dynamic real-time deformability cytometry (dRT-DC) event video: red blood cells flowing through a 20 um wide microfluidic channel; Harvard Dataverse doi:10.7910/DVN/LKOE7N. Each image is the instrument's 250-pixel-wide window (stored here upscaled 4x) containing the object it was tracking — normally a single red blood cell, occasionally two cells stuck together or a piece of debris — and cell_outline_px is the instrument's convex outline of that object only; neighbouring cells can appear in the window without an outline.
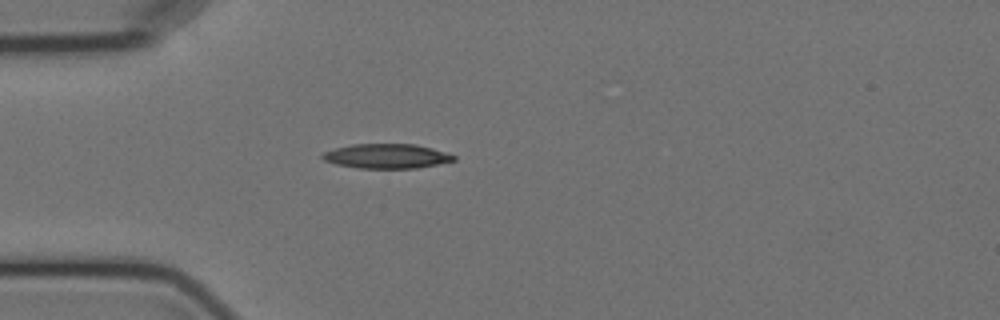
{"species": "Egyptian fruit bat (a non-hibernating species)", "species_latin": "Rousettus aegyptiacus", "temperature_condition": "cold", "stored_images_in_passage": 3, "camera_frame_rate_fps": 3000, "um_per_image_px": 0.085, "animal": {"sex": "female"}, "frame": {"image": 1, "passage_image": 3, "time_ms": 2.333, "image_size_px": [1000, 320], "cell_outline_px": [[456, 160], [416, 168], [356, 168], [336, 164], [324, 160], [320, 156], [324, 152], [336, 148], [352, 144], [416, 144], [432, 148], [456, 156]], "centroid_in_image_um": [32.85, 13.27], "position_along_channel_um": 52.2, "area_um2": 18.67}}